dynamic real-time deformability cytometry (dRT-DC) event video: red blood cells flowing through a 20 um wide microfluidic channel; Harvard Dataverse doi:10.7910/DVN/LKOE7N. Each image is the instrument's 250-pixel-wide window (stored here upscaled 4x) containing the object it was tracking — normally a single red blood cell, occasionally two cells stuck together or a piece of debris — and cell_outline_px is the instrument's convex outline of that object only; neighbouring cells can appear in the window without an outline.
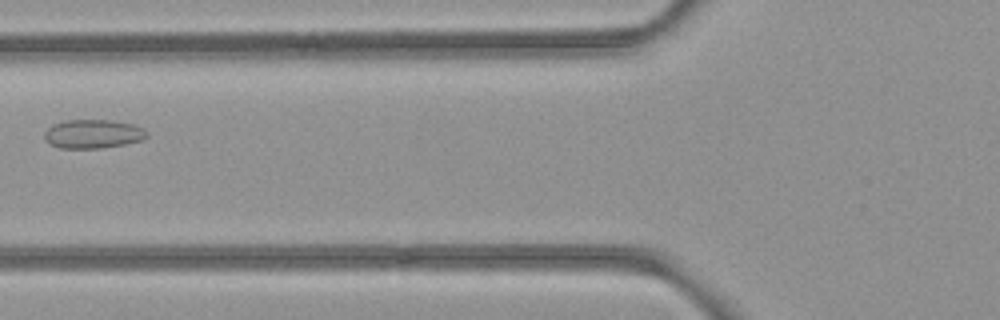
{"species": "common noctule bat (a hibernating species)", "species_latin": "Nyctalus noctula", "temperature_condition": "room temperature", "stored_images_in_passage": 3, "camera_frame_rate_fps": 3000, "um_per_image_px": 0.085, "animal": {"sex": "female", "body_mass_g": 21.9}, "frame": {"image": 1, "passage_image": 3, "time_ms": 0.667, "image_size_px": [1000, 320], "cell_outline_px": [[148, 136], [144, 140], [124, 144], [100, 148], [60, 148], [48, 144], [44, 140], [44, 132], [52, 124], [64, 120], [108, 120], [132, 124], [144, 128], [148, 132]], "centroid_in_image_um": [7.89, 11.38], "position_along_channel_um": 117.9, "area_um2": 17.4}}